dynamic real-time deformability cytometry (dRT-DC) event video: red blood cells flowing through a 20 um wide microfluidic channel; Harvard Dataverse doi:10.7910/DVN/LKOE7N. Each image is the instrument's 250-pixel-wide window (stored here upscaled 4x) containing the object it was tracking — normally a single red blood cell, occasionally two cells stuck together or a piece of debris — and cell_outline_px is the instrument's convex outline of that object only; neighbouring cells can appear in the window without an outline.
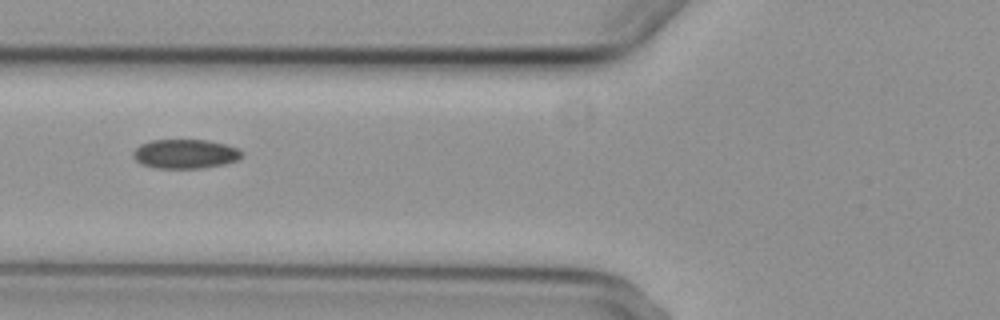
{"species": "common noctule bat (a hibernating species)", "species_latin": "Nyctalus noctula", "temperature_condition": "cold", "stored_images_in_passage": 4, "camera_frame_rate_fps": 3000, "um_per_image_px": 0.085, "animal": {"sex": "female", "body_mass_g": 29.2, "forearm_length_mm": 56.3}, "frame": {"image": 1, "passage_image": 2, "time_ms": 1.333, "image_size_px": [1000, 320], "cell_outline_px": [[244, 152], [240, 160], [224, 164], [204, 168], [156, 168], [140, 164], [132, 156], [132, 152], [140, 144], [152, 140], [208, 140], [240, 148]], "centroid_in_image_um": [15.77, 13.08], "position_along_channel_um": 110.0, "area_um2": 18.79}}
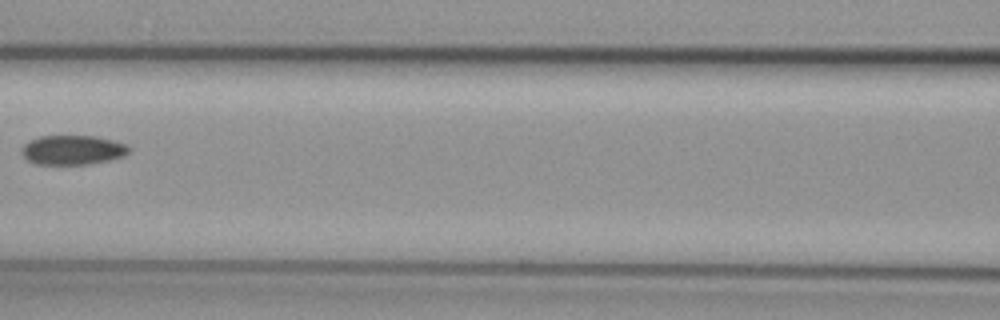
{"frame": {"image": 2, "passage_image": 3, "time_ms": 2.667, "image_size_px": [1000, 320], "cell_outline_px": [[128, 152], [124, 156], [108, 160], [88, 164], [36, 164], [28, 160], [20, 152], [20, 148], [24, 144], [40, 136], [96, 136], [128, 144]], "centroid_in_image_um": [6.16, 12.74], "position_along_channel_um": 160.4, "area_um2": 18.32}}
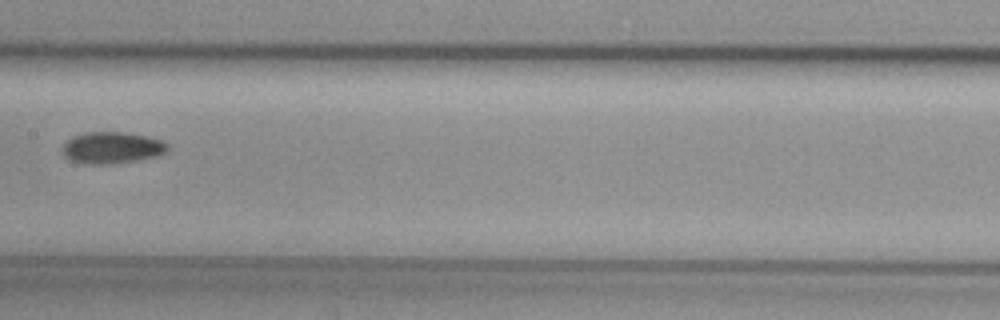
{"frame": {"image": 3, "passage_image": 4, "time_ms": 3.667, "image_size_px": [1000, 320], "cell_outline_px": [[168, 148], [164, 152], [156, 156], [136, 160], [112, 164], [88, 164], [72, 160], [64, 156], [64, 144], [72, 136], [88, 132], [124, 132], [148, 136], [164, 140], [168, 144]], "centroid_in_image_um": [9.55, 12.54], "position_along_channel_um": 197.9, "area_um2": 19.25}}